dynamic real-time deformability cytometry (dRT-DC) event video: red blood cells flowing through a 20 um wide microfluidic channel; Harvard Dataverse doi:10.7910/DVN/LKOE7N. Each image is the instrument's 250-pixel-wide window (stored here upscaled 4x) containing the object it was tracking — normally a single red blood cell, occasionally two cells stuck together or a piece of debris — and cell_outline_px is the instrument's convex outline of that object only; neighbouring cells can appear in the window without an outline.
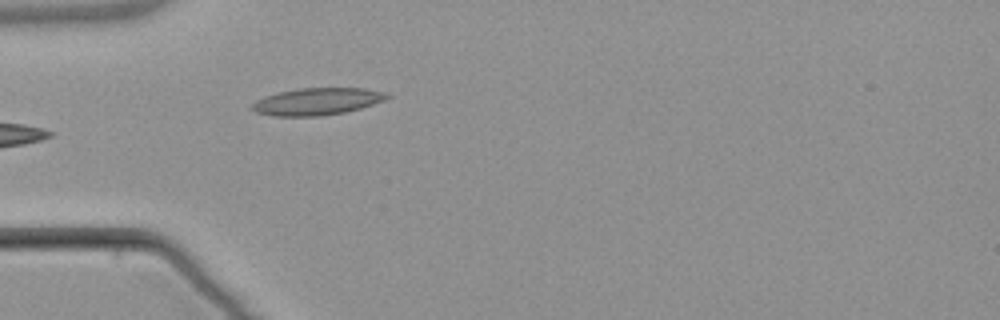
{"species": "common noctule bat (a hibernating species)", "species_latin": "Nyctalus noctula", "temperature_condition": "warm", "stored_images_in_passage": 4, "camera_frame_rate_fps": 3000, "um_per_image_px": 0.085, "animal": {"sex": "male", "body_mass_g": 21.5, "forearm_length_mm": 52.0}, "frame": {"image": 1, "passage_image": 4, "time_ms": 3.667, "image_size_px": [1000, 320], "cell_outline_px": [[392, 96], [384, 100], [360, 108], [344, 112], [320, 116], [272, 116], [256, 112], [252, 108], [252, 104], [256, 100], [280, 92], [300, 88], [364, 88], [384, 92]], "centroid_in_image_um": [26.97, 8.63], "position_along_channel_um": 58.0, "area_um2": 21.04}}